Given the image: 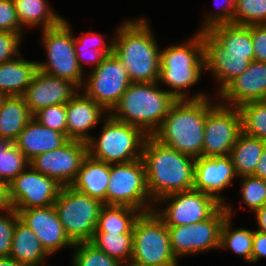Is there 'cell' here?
Listing matches in <instances>:
<instances>
[{"label":"cell","mask_w":266,"mask_h":266,"mask_svg":"<svg viewBox=\"0 0 266 266\" xmlns=\"http://www.w3.org/2000/svg\"><path fill=\"white\" fill-rule=\"evenodd\" d=\"M165 223L154 211L141 213L133 226L129 266H149L176 261Z\"/></svg>","instance_id":"11"},{"label":"cell","mask_w":266,"mask_h":266,"mask_svg":"<svg viewBox=\"0 0 266 266\" xmlns=\"http://www.w3.org/2000/svg\"><path fill=\"white\" fill-rule=\"evenodd\" d=\"M0 266H23L11 257H0Z\"/></svg>","instance_id":"49"},{"label":"cell","mask_w":266,"mask_h":266,"mask_svg":"<svg viewBox=\"0 0 266 266\" xmlns=\"http://www.w3.org/2000/svg\"><path fill=\"white\" fill-rule=\"evenodd\" d=\"M15 210L19 219L35 233L51 256L62 248L73 249L74 244L67 237L54 205Z\"/></svg>","instance_id":"18"},{"label":"cell","mask_w":266,"mask_h":266,"mask_svg":"<svg viewBox=\"0 0 266 266\" xmlns=\"http://www.w3.org/2000/svg\"><path fill=\"white\" fill-rule=\"evenodd\" d=\"M147 189L154 202L167 195L193 189L195 158L148 136L143 145Z\"/></svg>","instance_id":"4"},{"label":"cell","mask_w":266,"mask_h":266,"mask_svg":"<svg viewBox=\"0 0 266 266\" xmlns=\"http://www.w3.org/2000/svg\"><path fill=\"white\" fill-rule=\"evenodd\" d=\"M133 233L95 231L90 243L111 258L129 266L132 257Z\"/></svg>","instance_id":"32"},{"label":"cell","mask_w":266,"mask_h":266,"mask_svg":"<svg viewBox=\"0 0 266 266\" xmlns=\"http://www.w3.org/2000/svg\"><path fill=\"white\" fill-rule=\"evenodd\" d=\"M23 36L20 33L0 31V64L18 57Z\"/></svg>","instance_id":"42"},{"label":"cell","mask_w":266,"mask_h":266,"mask_svg":"<svg viewBox=\"0 0 266 266\" xmlns=\"http://www.w3.org/2000/svg\"><path fill=\"white\" fill-rule=\"evenodd\" d=\"M51 256L35 233L19 218L16 221L9 257L23 266H39Z\"/></svg>","instance_id":"25"},{"label":"cell","mask_w":266,"mask_h":266,"mask_svg":"<svg viewBox=\"0 0 266 266\" xmlns=\"http://www.w3.org/2000/svg\"><path fill=\"white\" fill-rule=\"evenodd\" d=\"M266 258V233L254 229L251 263Z\"/></svg>","instance_id":"45"},{"label":"cell","mask_w":266,"mask_h":266,"mask_svg":"<svg viewBox=\"0 0 266 266\" xmlns=\"http://www.w3.org/2000/svg\"><path fill=\"white\" fill-rule=\"evenodd\" d=\"M202 33L205 71L218 84L217 95L254 60L252 25L218 24Z\"/></svg>","instance_id":"1"},{"label":"cell","mask_w":266,"mask_h":266,"mask_svg":"<svg viewBox=\"0 0 266 266\" xmlns=\"http://www.w3.org/2000/svg\"><path fill=\"white\" fill-rule=\"evenodd\" d=\"M79 91L71 81L37 70L23 97L32 115L42 108L67 104Z\"/></svg>","instance_id":"20"},{"label":"cell","mask_w":266,"mask_h":266,"mask_svg":"<svg viewBox=\"0 0 266 266\" xmlns=\"http://www.w3.org/2000/svg\"><path fill=\"white\" fill-rule=\"evenodd\" d=\"M232 23L246 26L266 24V0H236Z\"/></svg>","instance_id":"38"},{"label":"cell","mask_w":266,"mask_h":266,"mask_svg":"<svg viewBox=\"0 0 266 266\" xmlns=\"http://www.w3.org/2000/svg\"><path fill=\"white\" fill-rule=\"evenodd\" d=\"M100 135L87 142L88 155L108 164L129 163L142 158L146 135L140 128L114 119L103 120Z\"/></svg>","instance_id":"7"},{"label":"cell","mask_w":266,"mask_h":266,"mask_svg":"<svg viewBox=\"0 0 266 266\" xmlns=\"http://www.w3.org/2000/svg\"><path fill=\"white\" fill-rule=\"evenodd\" d=\"M25 30L18 20L13 0H0V31L20 33L25 37Z\"/></svg>","instance_id":"43"},{"label":"cell","mask_w":266,"mask_h":266,"mask_svg":"<svg viewBox=\"0 0 266 266\" xmlns=\"http://www.w3.org/2000/svg\"><path fill=\"white\" fill-rule=\"evenodd\" d=\"M239 178L230 155L195 158L193 189L216 198L223 205L226 197L221 193ZM221 192V193H220Z\"/></svg>","instance_id":"19"},{"label":"cell","mask_w":266,"mask_h":266,"mask_svg":"<svg viewBox=\"0 0 266 266\" xmlns=\"http://www.w3.org/2000/svg\"><path fill=\"white\" fill-rule=\"evenodd\" d=\"M207 97L202 157L229 155L242 132L238 107L221 103L216 95Z\"/></svg>","instance_id":"12"},{"label":"cell","mask_w":266,"mask_h":266,"mask_svg":"<svg viewBox=\"0 0 266 266\" xmlns=\"http://www.w3.org/2000/svg\"><path fill=\"white\" fill-rule=\"evenodd\" d=\"M150 20L125 19L114 30L113 54L123 63L131 82H157L160 50Z\"/></svg>","instance_id":"2"},{"label":"cell","mask_w":266,"mask_h":266,"mask_svg":"<svg viewBox=\"0 0 266 266\" xmlns=\"http://www.w3.org/2000/svg\"><path fill=\"white\" fill-rule=\"evenodd\" d=\"M49 0H13L18 20L25 29H47L58 25L64 18L50 6Z\"/></svg>","instance_id":"29"},{"label":"cell","mask_w":266,"mask_h":266,"mask_svg":"<svg viewBox=\"0 0 266 266\" xmlns=\"http://www.w3.org/2000/svg\"><path fill=\"white\" fill-rule=\"evenodd\" d=\"M12 204L9 199L8 184L0 181V213L11 210Z\"/></svg>","instance_id":"46"},{"label":"cell","mask_w":266,"mask_h":266,"mask_svg":"<svg viewBox=\"0 0 266 266\" xmlns=\"http://www.w3.org/2000/svg\"><path fill=\"white\" fill-rule=\"evenodd\" d=\"M62 187L28 165L8 184L9 199L14 209L49 207L54 205Z\"/></svg>","instance_id":"16"},{"label":"cell","mask_w":266,"mask_h":266,"mask_svg":"<svg viewBox=\"0 0 266 266\" xmlns=\"http://www.w3.org/2000/svg\"><path fill=\"white\" fill-rule=\"evenodd\" d=\"M238 108L242 132L266 141V100L251 101Z\"/></svg>","instance_id":"34"},{"label":"cell","mask_w":266,"mask_h":266,"mask_svg":"<svg viewBox=\"0 0 266 266\" xmlns=\"http://www.w3.org/2000/svg\"><path fill=\"white\" fill-rule=\"evenodd\" d=\"M257 230L266 233V205L254 212Z\"/></svg>","instance_id":"48"},{"label":"cell","mask_w":266,"mask_h":266,"mask_svg":"<svg viewBox=\"0 0 266 266\" xmlns=\"http://www.w3.org/2000/svg\"><path fill=\"white\" fill-rule=\"evenodd\" d=\"M28 165L29 161L14 143L0 139V181L9 184Z\"/></svg>","instance_id":"35"},{"label":"cell","mask_w":266,"mask_h":266,"mask_svg":"<svg viewBox=\"0 0 266 266\" xmlns=\"http://www.w3.org/2000/svg\"><path fill=\"white\" fill-rule=\"evenodd\" d=\"M86 74L81 90L108 113L131 84L125 66L114 54Z\"/></svg>","instance_id":"15"},{"label":"cell","mask_w":266,"mask_h":266,"mask_svg":"<svg viewBox=\"0 0 266 266\" xmlns=\"http://www.w3.org/2000/svg\"><path fill=\"white\" fill-rule=\"evenodd\" d=\"M18 212L12 208L4 213H0V257H9L11 252L13 231Z\"/></svg>","instance_id":"41"},{"label":"cell","mask_w":266,"mask_h":266,"mask_svg":"<svg viewBox=\"0 0 266 266\" xmlns=\"http://www.w3.org/2000/svg\"><path fill=\"white\" fill-rule=\"evenodd\" d=\"M38 70L37 61L18 57L0 64V91L7 96H23Z\"/></svg>","instance_id":"26"},{"label":"cell","mask_w":266,"mask_h":266,"mask_svg":"<svg viewBox=\"0 0 266 266\" xmlns=\"http://www.w3.org/2000/svg\"><path fill=\"white\" fill-rule=\"evenodd\" d=\"M228 216L222 205L210 218L190 225L167 226L171 248L177 259L219 250L220 232Z\"/></svg>","instance_id":"14"},{"label":"cell","mask_w":266,"mask_h":266,"mask_svg":"<svg viewBox=\"0 0 266 266\" xmlns=\"http://www.w3.org/2000/svg\"><path fill=\"white\" fill-rule=\"evenodd\" d=\"M240 180V202L244 204V210L253 213L266 205V180L254 176H242ZM247 207V208H246ZM246 208V209H245Z\"/></svg>","instance_id":"36"},{"label":"cell","mask_w":266,"mask_h":266,"mask_svg":"<svg viewBox=\"0 0 266 266\" xmlns=\"http://www.w3.org/2000/svg\"><path fill=\"white\" fill-rule=\"evenodd\" d=\"M141 212L129 206L104 205L95 231L133 233V226Z\"/></svg>","instance_id":"33"},{"label":"cell","mask_w":266,"mask_h":266,"mask_svg":"<svg viewBox=\"0 0 266 266\" xmlns=\"http://www.w3.org/2000/svg\"><path fill=\"white\" fill-rule=\"evenodd\" d=\"M179 260L177 259L176 261H172L169 263H165V264H158V265H149V266H179Z\"/></svg>","instance_id":"50"},{"label":"cell","mask_w":266,"mask_h":266,"mask_svg":"<svg viewBox=\"0 0 266 266\" xmlns=\"http://www.w3.org/2000/svg\"><path fill=\"white\" fill-rule=\"evenodd\" d=\"M165 47L160 50V71L157 81L160 87L161 84L167 87V92L177 100L210 97L204 91H197L193 95L189 92L190 88L201 80L205 71L203 33L197 31L186 41L184 39L179 44Z\"/></svg>","instance_id":"3"},{"label":"cell","mask_w":266,"mask_h":266,"mask_svg":"<svg viewBox=\"0 0 266 266\" xmlns=\"http://www.w3.org/2000/svg\"><path fill=\"white\" fill-rule=\"evenodd\" d=\"M254 60L266 62V24L252 25Z\"/></svg>","instance_id":"44"},{"label":"cell","mask_w":266,"mask_h":266,"mask_svg":"<svg viewBox=\"0 0 266 266\" xmlns=\"http://www.w3.org/2000/svg\"><path fill=\"white\" fill-rule=\"evenodd\" d=\"M73 248L72 266H125L90 242L76 243Z\"/></svg>","instance_id":"37"},{"label":"cell","mask_w":266,"mask_h":266,"mask_svg":"<svg viewBox=\"0 0 266 266\" xmlns=\"http://www.w3.org/2000/svg\"><path fill=\"white\" fill-rule=\"evenodd\" d=\"M265 143L266 141L249 136L243 132L239 134L229 154L238 177L254 174Z\"/></svg>","instance_id":"31"},{"label":"cell","mask_w":266,"mask_h":266,"mask_svg":"<svg viewBox=\"0 0 266 266\" xmlns=\"http://www.w3.org/2000/svg\"><path fill=\"white\" fill-rule=\"evenodd\" d=\"M222 205L213 196L190 189L158 199L154 204L153 211L166 226H180L204 221Z\"/></svg>","instance_id":"13"},{"label":"cell","mask_w":266,"mask_h":266,"mask_svg":"<svg viewBox=\"0 0 266 266\" xmlns=\"http://www.w3.org/2000/svg\"><path fill=\"white\" fill-rule=\"evenodd\" d=\"M159 85L158 82H131L109 114L152 136L177 101Z\"/></svg>","instance_id":"6"},{"label":"cell","mask_w":266,"mask_h":266,"mask_svg":"<svg viewBox=\"0 0 266 266\" xmlns=\"http://www.w3.org/2000/svg\"><path fill=\"white\" fill-rule=\"evenodd\" d=\"M6 98H7V95L4 92L0 91V108Z\"/></svg>","instance_id":"51"},{"label":"cell","mask_w":266,"mask_h":266,"mask_svg":"<svg viewBox=\"0 0 266 266\" xmlns=\"http://www.w3.org/2000/svg\"><path fill=\"white\" fill-rule=\"evenodd\" d=\"M206 115L207 97L177 100L152 137L176 151L201 157Z\"/></svg>","instance_id":"5"},{"label":"cell","mask_w":266,"mask_h":266,"mask_svg":"<svg viewBox=\"0 0 266 266\" xmlns=\"http://www.w3.org/2000/svg\"><path fill=\"white\" fill-rule=\"evenodd\" d=\"M155 202L148 189L142 159L129 163L110 164L106 205L129 206L141 213L153 211Z\"/></svg>","instance_id":"10"},{"label":"cell","mask_w":266,"mask_h":266,"mask_svg":"<svg viewBox=\"0 0 266 266\" xmlns=\"http://www.w3.org/2000/svg\"><path fill=\"white\" fill-rule=\"evenodd\" d=\"M252 176L266 180V143L263 148L260 160L256 165L254 174Z\"/></svg>","instance_id":"47"},{"label":"cell","mask_w":266,"mask_h":266,"mask_svg":"<svg viewBox=\"0 0 266 266\" xmlns=\"http://www.w3.org/2000/svg\"><path fill=\"white\" fill-rule=\"evenodd\" d=\"M39 266H50V265H48V264L46 265V263H44V264H41Z\"/></svg>","instance_id":"52"},{"label":"cell","mask_w":266,"mask_h":266,"mask_svg":"<svg viewBox=\"0 0 266 266\" xmlns=\"http://www.w3.org/2000/svg\"><path fill=\"white\" fill-rule=\"evenodd\" d=\"M87 155V143L69 139L61 147L34 157L29 165L61 186H70Z\"/></svg>","instance_id":"17"},{"label":"cell","mask_w":266,"mask_h":266,"mask_svg":"<svg viewBox=\"0 0 266 266\" xmlns=\"http://www.w3.org/2000/svg\"><path fill=\"white\" fill-rule=\"evenodd\" d=\"M216 96L221 103L235 107L266 100V62L253 60L242 74L230 81Z\"/></svg>","instance_id":"21"},{"label":"cell","mask_w":266,"mask_h":266,"mask_svg":"<svg viewBox=\"0 0 266 266\" xmlns=\"http://www.w3.org/2000/svg\"><path fill=\"white\" fill-rule=\"evenodd\" d=\"M72 25L64 18L58 25L41 29V41L46 61H37L38 69L51 76L67 79L79 89L83 87L85 73L77 63Z\"/></svg>","instance_id":"8"},{"label":"cell","mask_w":266,"mask_h":266,"mask_svg":"<svg viewBox=\"0 0 266 266\" xmlns=\"http://www.w3.org/2000/svg\"><path fill=\"white\" fill-rule=\"evenodd\" d=\"M109 113L81 89L66 104L67 137L87 143L93 136L89 132L102 124Z\"/></svg>","instance_id":"22"},{"label":"cell","mask_w":266,"mask_h":266,"mask_svg":"<svg viewBox=\"0 0 266 266\" xmlns=\"http://www.w3.org/2000/svg\"><path fill=\"white\" fill-rule=\"evenodd\" d=\"M33 118L41 125L67 136L66 104L42 108L33 115Z\"/></svg>","instance_id":"39"},{"label":"cell","mask_w":266,"mask_h":266,"mask_svg":"<svg viewBox=\"0 0 266 266\" xmlns=\"http://www.w3.org/2000/svg\"><path fill=\"white\" fill-rule=\"evenodd\" d=\"M32 118L23 96H7L0 108V139L14 143Z\"/></svg>","instance_id":"28"},{"label":"cell","mask_w":266,"mask_h":266,"mask_svg":"<svg viewBox=\"0 0 266 266\" xmlns=\"http://www.w3.org/2000/svg\"><path fill=\"white\" fill-rule=\"evenodd\" d=\"M68 140L66 135L47 128L32 118L19 134L14 145L30 161L40 154L61 147Z\"/></svg>","instance_id":"23"},{"label":"cell","mask_w":266,"mask_h":266,"mask_svg":"<svg viewBox=\"0 0 266 266\" xmlns=\"http://www.w3.org/2000/svg\"><path fill=\"white\" fill-rule=\"evenodd\" d=\"M224 206L228 216L221 227L219 250L230 249L229 251L243 257L245 262L251 264L254 230L241 227L233 229L231 225H233V215L236 213L233 210L235 207L228 202Z\"/></svg>","instance_id":"30"},{"label":"cell","mask_w":266,"mask_h":266,"mask_svg":"<svg viewBox=\"0 0 266 266\" xmlns=\"http://www.w3.org/2000/svg\"><path fill=\"white\" fill-rule=\"evenodd\" d=\"M79 35L74 36V47L77 63L83 73H85L84 64H90L89 66L93 70L106 56L113 54L114 37L111 36V40H105L106 36L104 37V33L102 35L94 31L86 33L82 31Z\"/></svg>","instance_id":"27"},{"label":"cell","mask_w":266,"mask_h":266,"mask_svg":"<svg viewBox=\"0 0 266 266\" xmlns=\"http://www.w3.org/2000/svg\"><path fill=\"white\" fill-rule=\"evenodd\" d=\"M218 10L213 9L209 11L210 13L205 14L203 23L199 26L197 31L202 32L204 30H209L213 26L218 24L232 23L236 0H214ZM221 1V2H219Z\"/></svg>","instance_id":"40"},{"label":"cell","mask_w":266,"mask_h":266,"mask_svg":"<svg viewBox=\"0 0 266 266\" xmlns=\"http://www.w3.org/2000/svg\"><path fill=\"white\" fill-rule=\"evenodd\" d=\"M110 178V164L98 161L87 155L83 160L77 176L70 185L106 205V191Z\"/></svg>","instance_id":"24"},{"label":"cell","mask_w":266,"mask_h":266,"mask_svg":"<svg viewBox=\"0 0 266 266\" xmlns=\"http://www.w3.org/2000/svg\"><path fill=\"white\" fill-rule=\"evenodd\" d=\"M104 203L71 186H63L54 203L60 222L73 244L90 242Z\"/></svg>","instance_id":"9"}]
</instances>
